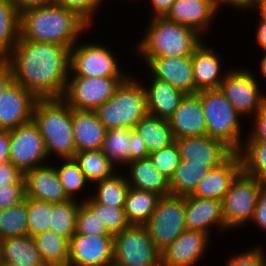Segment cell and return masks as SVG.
Here are the masks:
<instances>
[{"mask_svg":"<svg viewBox=\"0 0 266 266\" xmlns=\"http://www.w3.org/2000/svg\"><path fill=\"white\" fill-rule=\"evenodd\" d=\"M70 49L66 46L19 38L8 54L14 82L37 99L62 98L70 72Z\"/></svg>","mask_w":266,"mask_h":266,"instance_id":"cell-1","label":"cell"},{"mask_svg":"<svg viewBox=\"0 0 266 266\" xmlns=\"http://www.w3.org/2000/svg\"><path fill=\"white\" fill-rule=\"evenodd\" d=\"M92 27L76 12L50 4L20 14V37L34 42L59 44L71 49ZM86 32V33H85Z\"/></svg>","mask_w":266,"mask_h":266,"instance_id":"cell-2","label":"cell"},{"mask_svg":"<svg viewBox=\"0 0 266 266\" xmlns=\"http://www.w3.org/2000/svg\"><path fill=\"white\" fill-rule=\"evenodd\" d=\"M149 19L144 36L130 48L144 63L151 57L192 56L205 40L191 27L169 21L165 17Z\"/></svg>","mask_w":266,"mask_h":266,"instance_id":"cell-3","label":"cell"},{"mask_svg":"<svg viewBox=\"0 0 266 266\" xmlns=\"http://www.w3.org/2000/svg\"><path fill=\"white\" fill-rule=\"evenodd\" d=\"M32 120L43 137L48 158H74L73 109L63 98L37 99Z\"/></svg>","mask_w":266,"mask_h":266,"instance_id":"cell-4","label":"cell"},{"mask_svg":"<svg viewBox=\"0 0 266 266\" xmlns=\"http://www.w3.org/2000/svg\"><path fill=\"white\" fill-rule=\"evenodd\" d=\"M130 74L114 95L94 110L107 130L133 129L148 114L144 86L139 76Z\"/></svg>","mask_w":266,"mask_h":266,"instance_id":"cell-5","label":"cell"},{"mask_svg":"<svg viewBox=\"0 0 266 266\" xmlns=\"http://www.w3.org/2000/svg\"><path fill=\"white\" fill-rule=\"evenodd\" d=\"M200 99L206 119L207 135L224 142L234 152H238L248 134V131L242 129L244 118L233 108L220 88L200 91Z\"/></svg>","mask_w":266,"mask_h":266,"instance_id":"cell-6","label":"cell"},{"mask_svg":"<svg viewBox=\"0 0 266 266\" xmlns=\"http://www.w3.org/2000/svg\"><path fill=\"white\" fill-rule=\"evenodd\" d=\"M103 44L93 40H79L70 49L69 76L128 77L130 72L122 69L120 63L123 62L116 55L119 53L112 51L110 45Z\"/></svg>","mask_w":266,"mask_h":266,"instance_id":"cell-7","label":"cell"},{"mask_svg":"<svg viewBox=\"0 0 266 266\" xmlns=\"http://www.w3.org/2000/svg\"><path fill=\"white\" fill-rule=\"evenodd\" d=\"M249 68V69H248ZM250 67L234 66L220 85L221 91L233 108L243 117L252 119L266 103V92Z\"/></svg>","mask_w":266,"mask_h":266,"instance_id":"cell-8","label":"cell"},{"mask_svg":"<svg viewBox=\"0 0 266 266\" xmlns=\"http://www.w3.org/2000/svg\"><path fill=\"white\" fill-rule=\"evenodd\" d=\"M261 190V182L243 171L232 181L222 200L225 226L229 231L249 225Z\"/></svg>","mask_w":266,"mask_h":266,"instance_id":"cell-9","label":"cell"},{"mask_svg":"<svg viewBox=\"0 0 266 266\" xmlns=\"http://www.w3.org/2000/svg\"><path fill=\"white\" fill-rule=\"evenodd\" d=\"M113 265L161 266V253L144 225H130L114 235Z\"/></svg>","mask_w":266,"mask_h":266,"instance_id":"cell-10","label":"cell"},{"mask_svg":"<svg viewBox=\"0 0 266 266\" xmlns=\"http://www.w3.org/2000/svg\"><path fill=\"white\" fill-rule=\"evenodd\" d=\"M144 226L157 249L164 250L186 230L185 196L161 197Z\"/></svg>","mask_w":266,"mask_h":266,"instance_id":"cell-11","label":"cell"},{"mask_svg":"<svg viewBox=\"0 0 266 266\" xmlns=\"http://www.w3.org/2000/svg\"><path fill=\"white\" fill-rule=\"evenodd\" d=\"M126 78L69 76L62 98L72 109L94 111L114 95Z\"/></svg>","mask_w":266,"mask_h":266,"instance_id":"cell-12","label":"cell"},{"mask_svg":"<svg viewBox=\"0 0 266 266\" xmlns=\"http://www.w3.org/2000/svg\"><path fill=\"white\" fill-rule=\"evenodd\" d=\"M48 160L43 137L33 120L10 130V162L23 173Z\"/></svg>","mask_w":266,"mask_h":266,"instance_id":"cell-13","label":"cell"},{"mask_svg":"<svg viewBox=\"0 0 266 266\" xmlns=\"http://www.w3.org/2000/svg\"><path fill=\"white\" fill-rule=\"evenodd\" d=\"M211 238L204 232L186 229L160 252L161 266H197L211 249Z\"/></svg>","mask_w":266,"mask_h":266,"instance_id":"cell-14","label":"cell"},{"mask_svg":"<svg viewBox=\"0 0 266 266\" xmlns=\"http://www.w3.org/2000/svg\"><path fill=\"white\" fill-rule=\"evenodd\" d=\"M114 236L75 233L69 243L68 266H110L113 263Z\"/></svg>","mask_w":266,"mask_h":266,"instance_id":"cell-15","label":"cell"},{"mask_svg":"<svg viewBox=\"0 0 266 266\" xmlns=\"http://www.w3.org/2000/svg\"><path fill=\"white\" fill-rule=\"evenodd\" d=\"M175 143L181 160L207 167L221 165L234 153L224 142L208 135L177 138Z\"/></svg>","mask_w":266,"mask_h":266,"instance_id":"cell-16","label":"cell"},{"mask_svg":"<svg viewBox=\"0 0 266 266\" xmlns=\"http://www.w3.org/2000/svg\"><path fill=\"white\" fill-rule=\"evenodd\" d=\"M185 225L188 230L201 231L210 237H214L212 229L219 234L230 232L225 226L222 200L211 198L185 196Z\"/></svg>","mask_w":266,"mask_h":266,"instance_id":"cell-17","label":"cell"},{"mask_svg":"<svg viewBox=\"0 0 266 266\" xmlns=\"http://www.w3.org/2000/svg\"><path fill=\"white\" fill-rule=\"evenodd\" d=\"M37 98L13 82L0 96V130H13L32 121Z\"/></svg>","mask_w":266,"mask_h":266,"instance_id":"cell-18","label":"cell"},{"mask_svg":"<svg viewBox=\"0 0 266 266\" xmlns=\"http://www.w3.org/2000/svg\"><path fill=\"white\" fill-rule=\"evenodd\" d=\"M144 66L154 78L169 83L184 94H195L192 56L151 57Z\"/></svg>","mask_w":266,"mask_h":266,"instance_id":"cell-19","label":"cell"},{"mask_svg":"<svg viewBox=\"0 0 266 266\" xmlns=\"http://www.w3.org/2000/svg\"><path fill=\"white\" fill-rule=\"evenodd\" d=\"M206 39L192 54V67L195 80V94L202 90L218 89L227 72L232 68L223 66V55L219 56L215 47L206 44ZM215 51V52H214ZM224 67V68H222ZM226 68V70H225ZM224 69V71H223ZM224 72V73H223Z\"/></svg>","mask_w":266,"mask_h":266,"instance_id":"cell-20","label":"cell"},{"mask_svg":"<svg viewBox=\"0 0 266 266\" xmlns=\"http://www.w3.org/2000/svg\"><path fill=\"white\" fill-rule=\"evenodd\" d=\"M218 14L210 0H175L164 17L169 21L191 27L207 40Z\"/></svg>","mask_w":266,"mask_h":266,"instance_id":"cell-21","label":"cell"},{"mask_svg":"<svg viewBox=\"0 0 266 266\" xmlns=\"http://www.w3.org/2000/svg\"><path fill=\"white\" fill-rule=\"evenodd\" d=\"M25 197L50 203H62L69 198L64 192L53 162L24 173Z\"/></svg>","mask_w":266,"mask_h":266,"instance_id":"cell-22","label":"cell"},{"mask_svg":"<svg viewBox=\"0 0 266 266\" xmlns=\"http://www.w3.org/2000/svg\"><path fill=\"white\" fill-rule=\"evenodd\" d=\"M168 123L175 139L207 135L200 91L196 94H186L168 119Z\"/></svg>","mask_w":266,"mask_h":266,"instance_id":"cell-23","label":"cell"},{"mask_svg":"<svg viewBox=\"0 0 266 266\" xmlns=\"http://www.w3.org/2000/svg\"><path fill=\"white\" fill-rule=\"evenodd\" d=\"M147 74L149 75H145V80L149 82L142 81V77L138 79L145 89L148 114L168 120L186 94L169 83L154 78L149 72Z\"/></svg>","mask_w":266,"mask_h":266,"instance_id":"cell-24","label":"cell"},{"mask_svg":"<svg viewBox=\"0 0 266 266\" xmlns=\"http://www.w3.org/2000/svg\"><path fill=\"white\" fill-rule=\"evenodd\" d=\"M242 171L238 152H234L221 165L211 168L190 196L223 200L232 181Z\"/></svg>","mask_w":266,"mask_h":266,"instance_id":"cell-25","label":"cell"},{"mask_svg":"<svg viewBox=\"0 0 266 266\" xmlns=\"http://www.w3.org/2000/svg\"><path fill=\"white\" fill-rule=\"evenodd\" d=\"M124 168L129 187L152 191L161 197L171 195L169 180L157 170L149 157L132 160Z\"/></svg>","mask_w":266,"mask_h":266,"instance_id":"cell-26","label":"cell"},{"mask_svg":"<svg viewBox=\"0 0 266 266\" xmlns=\"http://www.w3.org/2000/svg\"><path fill=\"white\" fill-rule=\"evenodd\" d=\"M72 126L76 152L102 148L107 129L94 111L73 109Z\"/></svg>","mask_w":266,"mask_h":266,"instance_id":"cell-27","label":"cell"},{"mask_svg":"<svg viewBox=\"0 0 266 266\" xmlns=\"http://www.w3.org/2000/svg\"><path fill=\"white\" fill-rule=\"evenodd\" d=\"M0 254L2 263L13 266H47L29 235L0 240Z\"/></svg>","mask_w":266,"mask_h":266,"instance_id":"cell-28","label":"cell"},{"mask_svg":"<svg viewBox=\"0 0 266 266\" xmlns=\"http://www.w3.org/2000/svg\"><path fill=\"white\" fill-rule=\"evenodd\" d=\"M141 137L150 153L175 142L168 120L147 114L133 128Z\"/></svg>","mask_w":266,"mask_h":266,"instance_id":"cell-29","label":"cell"},{"mask_svg":"<svg viewBox=\"0 0 266 266\" xmlns=\"http://www.w3.org/2000/svg\"><path fill=\"white\" fill-rule=\"evenodd\" d=\"M90 188L94 190L90 197L97 203L115 208L125 207L129 185L124 171L119 169L111 177L94 183Z\"/></svg>","mask_w":266,"mask_h":266,"instance_id":"cell-30","label":"cell"},{"mask_svg":"<svg viewBox=\"0 0 266 266\" xmlns=\"http://www.w3.org/2000/svg\"><path fill=\"white\" fill-rule=\"evenodd\" d=\"M160 198L155 192L129 187L124 211L130 225H144L156 209Z\"/></svg>","mask_w":266,"mask_h":266,"instance_id":"cell-31","label":"cell"},{"mask_svg":"<svg viewBox=\"0 0 266 266\" xmlns=\"http://www.w3.org/2000/svg\"><path fill=\"white\" fill-rule=\"evenodd\" d=\"M54 163L59 180L63 186L64 192L69 199L80 200L84 202L90 195H85V188L90 191V183L86 180L83 172L80 170L79 164L74 158L56 159ZM82 194H84L82 197ZM78 196V197H77ZM80 196V198H79Z\"/></svg>","mask_w":266,"mask_h":266,"instance_id":"cell-32","label":"cell"},{"mask_svg":"<svg viewBox=\"0 0 266 266\" xmlns=\"http://www.w3.org/2000/svg\"><path fill=\"white\" fill-rule=\"evenodd\" d=\"M32 238L47 266H68L69 239L50 229Z\"/></svg>","mask_w":266,"mask_h":266,"instance_id":"cell-33","label":"cell"},{"mask_svg":"<svg viewBox=\"0 0 266 266\" xmlns=\"http://www.w3.org/2000/svg\"><path fill=\"white\" fill-rule=\"evenodd\" d=\"M211 168L214 167L180 160L179 165L169 181L171 195L181 197L191 195Z\"/></svg>","mask_w":266,"mask_h":266,"instance_id":"cell-34","label":"cell"},{"mask_svg":"<svg viewBox=\"0 0 266 266\" xmlns=\"http://www.w3.org/2000/svg\"><path fill=\"white\" fill-rule=\"evenodd\" d=\"M74 159L90 185L109 178L118 171L101 149L76 152Z\"/></svg>","mask_w":266,"mask_h":266,"instance_id":"cell-35","label":"cell"},{"mask_svg":"<svg viewBox=\"0 0 266 266\" xmlns=\"http://www.w3.org/2000/svg\"><path fill=\"white\" fill-rule=\"evenodd\" d=\"M131 129L107 130L103 141V154L117 167L122 170L132 161Z\"/></svg>","mask_w":266,"mask_h":266,"instance_id":"cell-36","label":"cell"},{"mask_svg":"<svg viewBox=\"0 0 266 266\" xmlns=\"http://www.w3.org/2000/svg\"><path fill=\"white\" fill-rule=\"evenodd\" d=\"M20 38V13L11 0H0V53L8 55Z\"/></svg>","mask_w":266,"mask_h":266,"instance_id":"cell-37","label":"cell"},{"mask_svg":"<svg viewBox=\"0 0 266 266\" xmlns=\"http://www.w3.org/2000/svg\"><path fill=\"white\" fill-rule=\"evenodd\" d=\"M242 171L260 182L266 177V144L255 141L249 134L238 151Z\"/></svg>","mask_w":266,"mask_h":266,"instance_id":"cell-38","label":"cell"},{"mask_svg":"<svg viewBox=\"0 0 266 266\" xmlns=\"http://www.w3.org/2000/svg\"><path fill=\"white\" fill-rule=\"evenodd\" d=\"M79 205L80 201L73 199L62 203H53L49 229L70 240L76 233Z\"/></svg>","mask_w":266,"mask_h":266,"instance_id":"cell-39","label":"cell"},{"mask_svg":"<svg viewBox=\"0 0 266 266\" xmlns=\"http://www.w3.org/2000/svg\"><path fill=\"white\" fill-rule=\"evenodd\" d=\"M27 197L6 209L0 210V240L28 235Z\"/></svg>","mask_w":266,"mask_h":266,"instance_id":"cell-40","label":"cell"},{"mask_svg":"<svg viewBox=\"0 0 266 266\" xmlns=\"http://www.w3.org/2000/svg\"><path fill=\"white\" fill-rule=\"evenodd\" d=\"M53 203L27 198L28 235L33 237L49 230Z\"/></svg>","mask_w":266,"mask_h":266,"instance_id":"cell-41","label":"cell"},{"mask_svg":"<svg viewBox=\"0 0 266 266\" xmlns=\"http://www.w3.org/2000/svg\"><path fill=\"white\" fill-rule=\"evenodd\" d=\"M103 221L112 235H116L130 226L124 208H115L99 204L91 197L84 201Z\"/></svg>","mask_w":266,"mask_h":266,"instance_id":"cell-42","label":"cell"},{"mask_svg":"<svg viewBox=\"0 0 266 266\" xmlns=\"http://www.w3.org/2000/svg\"><path fill=\"white\" fill-rule=\"evenodd\" d=\"M76 233L92 236H114L103 221L85 202H80L77 214Z\"/></svg>","mask_w":266,"mask_h":266,"instance_id":"cell-43","label":"cell"},{"mask_svg":"<svg viewBox=\"0 0 266 266\" xmlns=\"http://www.w3.org/2000/svg\"><path fill=\"white\" fill-rule=\"evenodd\" d=\"M149 158L157 170L169 181L181 160L179 149L175 142L161 150L150 153Z\"/></svg>","mask_w":266,"mask_h":266,"instance_id":"cell-44","label":"cell"},{"mask_svg":"<svg viewBox=\"0 0 266 266\" xmlns=\"http://www.w3.org/2000/svg\"><path fill=\"white\" fill-rule=\"evenodd\" d=\"M106 0H53V4L76 12L91 27H95V16ZM101 7V8H100ZM96 14V15H95Z\"/></svg>","mask_w":266,"mask_h":266,"instance_id":"cell-45","label":"cell"},{"mask_svg":"<svg viewBox=\"0 0 266 266\" xmlns=\"http://www.w3.org/2000/svg\"><path fill=\"white\" fill-rule=\"evenodd\" d=\"M266 250L263 246H252L246 251L236 252L225 260V266H266Z\"/></svg>","mask_w":266,"mask_h":266,"instance_id":"cell-46","label":"cell"},{"mask_svg":"<svg viewBox=\"0 0 266 266\" xmlns=\"http://www.w3.org/2000/svg\"><path fill=\"white\" fill-rule=\"evenodd\" d=\"M25 199V184L0 187V210L17 205Z\"/></svg>","mask_w":266,"mask_h":266,"instance_id":"cell-47","label":"cell"},{"mask_svg":"<svg viewBox=\"0 0 266 266\" xmlns=\"http://www.w3.org/2000/svg\"><path fill=\"white\" fill-rule=\"evenodd\" d=\"M14 184H25L24 173L10 161L0 164V187Z\"/></svg>","mask_w":266,"mask_h":266,"instance_id":"cell-48","label":"cell"},{"mask_svg":"<svg viewBox=\"0 0 266 266\" xmlns=\"http://www.w3.org/2000/svg\"><path fill=\"white\" fill-rule=\"evenodd\" d=\"M251 127L248 134L255 141L266 144V103L252 118Z\"/></svg>","mask_w":266,"mask_h":266,"instance_id":"cell-49","label":"cell"},{"mask_svg":"<svg viewBox=\"0 0 266 266\" xmlns=\"http://www.w3.org/2000/svg\"><path fill=\"white\" fill-rule=\"evenodd\" d=\"M250 223L258 227L264 234L266 233V191L263 189L259 193L254 215Z\"/></svg>","mask_w":266,"mask_h":266,"instance_id":"cell-50","label":"cell"},{"mask_svg":"<svg viewBox=\"0 0 266 266\" xmlns=\"http://www.w3.org/2000/svg\"><path fill=\"white\" fill-rule=\"evenodd\" d=\"M214 9L220 13L223 9L222 6H229L232 7V9L234 10H241L242 13L250 12L252 5H253V0H210ZM246 10V11H245ZM248 10V11H247ZM244 11V12H243Z\"/></svg>","mask_w":266,"mask_h":266,"instance_id":"cell-51","label":"cell"},{"mask_svg":"<svg viewBox=\"0 0 266 266\" xmlns=\"http://www.w3.org/2000/svg\"><path fill=\"white\" fill-rule=\"evenodd\" d=\"M131 142H132V160L143 159L149 157V152L143 140L135 132L134 129H131Z\"/></svg>","mask_w":266,"mask_h":266,"instance_id":"cell-52","label":"cell"},{"mask_svg":"<svg viewBox=\"0 0 266 266\" xmlns=\"http://www.w3.org/2000/svg\"><path fill=\"white\" fill-rule=\"evenodd\" d=\"M149 7L151 6V17H164L171 9L175 0H148Z\"/></svg>","mask_w":266,"mask_h":266,"instance_id":"cell-53","label":"cell"},{"mask_svg":"<svg viewBox=\"0 0 266 266\" xmlns=\"http://www.w3.org/2000/svg\"><path fill=\"white\" fill-rule=\"evenodd\" d=\"M21 14L25 10L53 4V0H11Z\"/></svg>","mask_w":266,"mask_h":266,"instance_id":"cell-54","label":"cell"},{"mask_svg":"<svg viewBox=\"0 0 266 266\" xmlns=\"http://www.w3.org/2000/svg\"><path fill=\"white\" fill-rule=\"evenodd\" d=\"M10 161V131L0 130V164Z\"/></svg>","mask_w":266,"mask_h":266,"instance_id":"cell-55","label":"cell"},{"mask_svg":"<svg viewBox=\"0 0 266 266\" xmlns=\"http://www.w3.org/2000/svg\"><path fill=\"white\" fill-rule=\"evenodd\" d=\"M255 27L254 41L259 46L260 53L266 52V21L259 19Z\"/></svg>","mask_w":266,"mask_h":266,"instance_id":"cell-56","label":"cell"},{"mask_svg":"<svg viewBox=\"0 0 266 266\" xmlns=\"http://www.w3.org/2000/svg\"><path fill=\"white\" fill-rule=\"evenodd\" d=\"M14 82L13 74L9 68H7L0 75V96L4 91Z\"/></svg>","mask_w":266,"mask_h":266,"instance_id":"cell-57","label":"cell"},{"mask_svg":"<svg viewBox=\"0 0 266 266\" xmlns=\"http://www.w3.org/2000/svg\"><path fill=\"white\" fill-rule=\"evenodd\" d=\"M251 9L254 11V14L258 12V19L266 21V0H253V5Z\"/></svg>","mask_w":266,"mask_h":266,"instance_id":"cell-58","label":"cell"},{"mask_svg":"<svg viewBox=\"0 0 266 266\" xmlns=\"http://www.w3.org/2000/svg\"><path fill=\"white\" fill-rule=\"evenodd\" d=\"M262 56V57H261ZM261 56L259 55L258 57H260V60L258 61L259 64H257L258 66H260L258 68L259 72L258 73H261V76L258 78V76L256 75L257 79L258 80H261V77H264L266 81V52H262L261 53Z\"/></svg>","mask_w":266,"mask_h":266,"instance_id":"cell-59","label":"cell"},{"mask_svg":"<svg viewBox=\"0 0 266 266\" xmlns=\"http://www.w3.org/2000/svg\"><path fill=\"white\" fill-rule=\"evenodd\" d=\"M8 68V55L0 53V75Z\"/></svg>","mask_w":266,"mask_h":266,"instance_id":"cell-60","label":"cell"},{"mask_svg":"<svg viewBox=\"0 0 266 266\" xmlns=\"http://www.w3.org/2000/svg\"><path fill=\"white\" fill-rule=\"evenodd\" d=\"M262 189L266 191V177L261 181Z\"/></svg>","mask_w":266,"mask_h":266,"instance_id":"cell-61","label":"cell"},{"mask_svg":"<svg viewBox=\"0 0 266 266\" xmlns=\"http://www.w3.org/2000/svg\"><path fill=\"white\" fill-rule=\"evenodd\" d=\"M1 266H13V265H10L8 263H2Z\"/></svg>","mask_w":266,"mask_h":266,"instance_id":"cell-62","label":"cell"},{"mask_svg":"<svg viewBox=\"0 0 266 266\" xmlns=\"http://www.w3.org/2000/svg\"><path fill=\"white\" fill-rule=\"evenodd\" d=\"M1 264H2V259H1V254H0V266H1Z\"/></svg>","mask_w":266,"mask_h":266,"instance_id":"cell-63","label":"cell"}]
</instances>
